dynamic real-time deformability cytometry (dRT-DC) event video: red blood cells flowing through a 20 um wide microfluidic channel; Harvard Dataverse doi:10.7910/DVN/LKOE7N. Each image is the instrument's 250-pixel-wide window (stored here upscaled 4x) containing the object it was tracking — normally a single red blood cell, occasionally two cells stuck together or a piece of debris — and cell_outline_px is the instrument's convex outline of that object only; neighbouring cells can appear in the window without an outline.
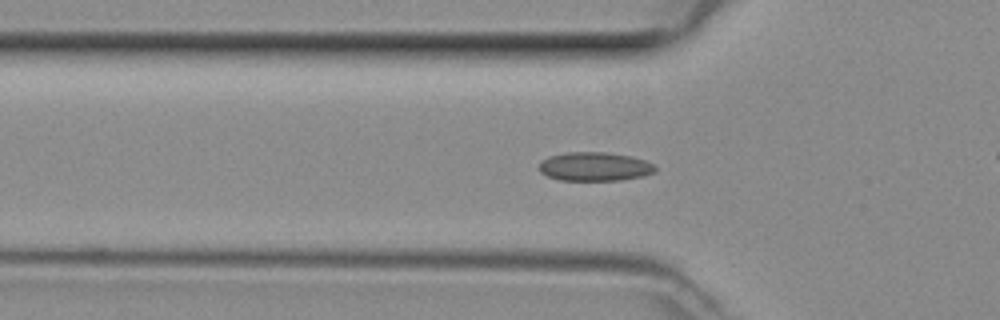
{"species": "common noctule bat (a hibernating species)", "species_latin": "Nyctalus noctula", "temperature_condition": "room temperature", "stored_images_in_passage": 49, "camera_frame_rate_fps": 3000, "um_per_image_px": 0.085, "animal": {"sex": "female", "body_mass_g": 29.2, "forearm_length_mm": 56.3}, "frame": {"image": 1, "passage_image": 16, "time_ms": 5.0, "image_size_px": [1000, 320], "cell_outline_px": [[656, 172], [644, 176], [620, 180], [560, 180], [548, 176], [540, 172], [540, 160], [548, 156], [568, 152], [608, 152], [632, 156], [644, 160], [652, 164], [656, 168]], "centroid_in_image_um": [50.55, 14.15], "position_along_channel_um": 75.2, "area_um2": 19.59}}
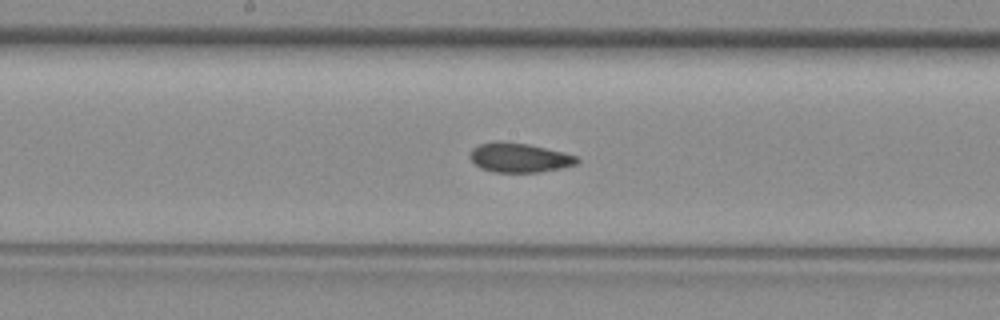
{"frame": {"image": 2, "passage_image": 25, "time_ms": 8.0, "image_size_px": [1000, 320], "cell_outline_px": [[580, 160], [576, 164], [560, 168], [540, 172], [492, 172], [480, 168], [468, 156], [472, 148], [480, 144], [496, 140], [500, 140], [528, 144], [564, 152], [576, 156]], "centroid_in_image_um": [44.11, 13.39], "position_along_channel_um": 204.1, "area_um2": 18.44}}
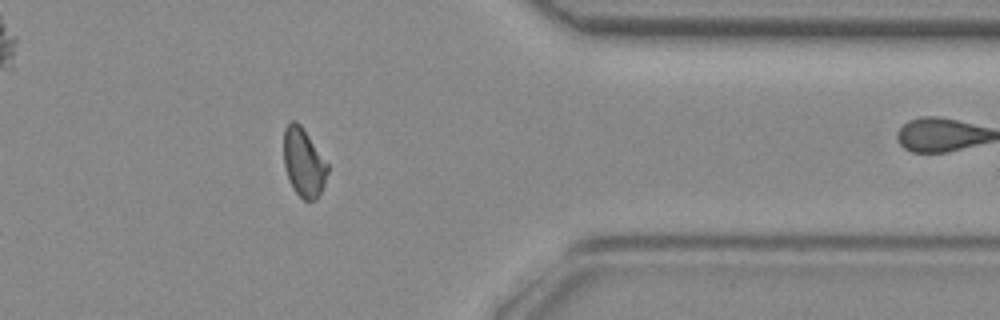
{"frame": {"image": 3, "passage_image": 39, "time_ms": 12.667, "image_size_px": [1000, 320], "cell_outline_px": [[328, 172], [324, 184], [316, 200], [304, 200], [296, 192], [288, 180], [284, 164], [284, 128], [288, 120], [296, 120], [300, 124], [328, 164]], "centroid_in_image_um": [25.79, 13.79], "position_along_channel_um": 385.6, "area_um2": 17.46}}